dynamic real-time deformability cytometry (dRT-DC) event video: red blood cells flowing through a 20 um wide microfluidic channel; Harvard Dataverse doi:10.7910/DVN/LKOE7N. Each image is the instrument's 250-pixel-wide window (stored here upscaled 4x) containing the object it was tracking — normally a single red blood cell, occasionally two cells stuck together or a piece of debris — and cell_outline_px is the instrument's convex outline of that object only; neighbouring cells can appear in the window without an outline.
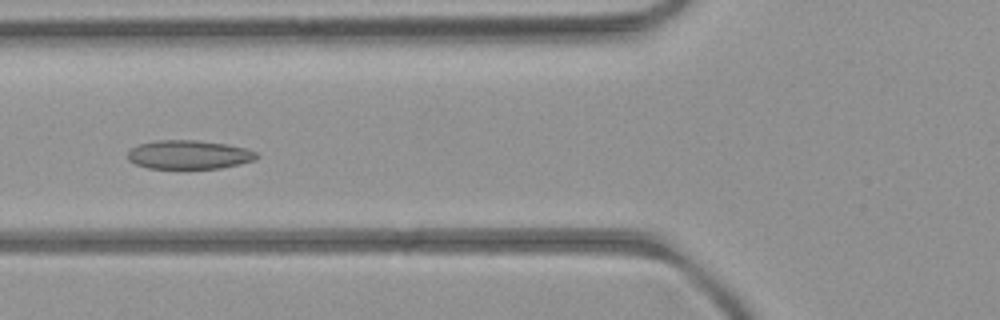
{"species": "common noctule bat (a hibernating species)", "species_latin": "Nyctalus noctula", "temperature_condition": "room temperature", "stored_images_in_passage": 4, "camera_frame_rate_fps": 3000, "um_per_image_px": 0.085, "animal": {"sex": "female", "body_mass_g": 21.9}, "frame": {"image": 1, "passage_image": 2, "time_ms": 1.333, "image_size_px": [1000, 320], "cell_outline_px": [[260, 156], [256, 160], [240, 164], [220, 168], [148, 168], [136, 164], [128, 160], [128, 152], [132, 148], [140, 144], [156, 140], [196, 140], [228, 144], [248, 148], [256, 152]], "centroid_in_image_um": [16.11, 13.14], "position_along_channel_um": 109.7, "area_um2": 21.73}}
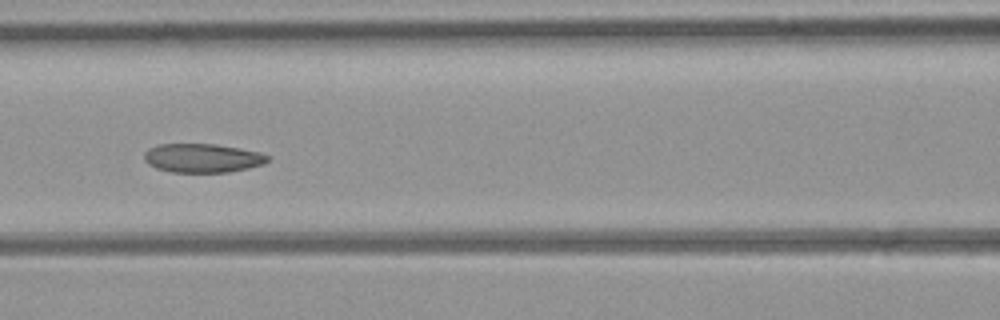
{"frame": {"image": 2, "passage_image": 3, "time_ms": 2.333, "image_size_px": [1000, 320], "cell_outline_px": [[272, 156], [264, 164], [248, 168], [228, 172], [172, 172], [156, 168], [148, 164], [144, 160], [144, 152], [148, 148], [156, 144], [216, 144], [240, 148], [260, 152]], "centroid_in_image_um": [17.21, 13.43], "position_along_channel_um": 149.4, "area_um2": 20.98}}
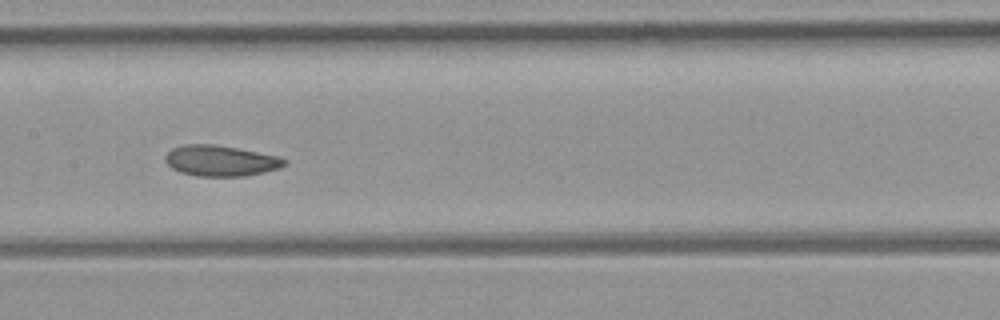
{"frame": {"image": 3, "passage_image": 4, "time_ms": 3.333, "image_size_px": [1000, 320], "cell_outline_px": [[288, 164], [280, 168], [264, 172], [244, 176], [196, 176], [180, 172], [172, 168], [164, 160], [164, 156], [172, 148], [184, 144], [212, 144], [236, 148], [276, 156], [288, 160]], "centroid_in_image_um": [18.74, 13.67], "position_along_channel_um": 188.7, "area_um2": 21.33}}